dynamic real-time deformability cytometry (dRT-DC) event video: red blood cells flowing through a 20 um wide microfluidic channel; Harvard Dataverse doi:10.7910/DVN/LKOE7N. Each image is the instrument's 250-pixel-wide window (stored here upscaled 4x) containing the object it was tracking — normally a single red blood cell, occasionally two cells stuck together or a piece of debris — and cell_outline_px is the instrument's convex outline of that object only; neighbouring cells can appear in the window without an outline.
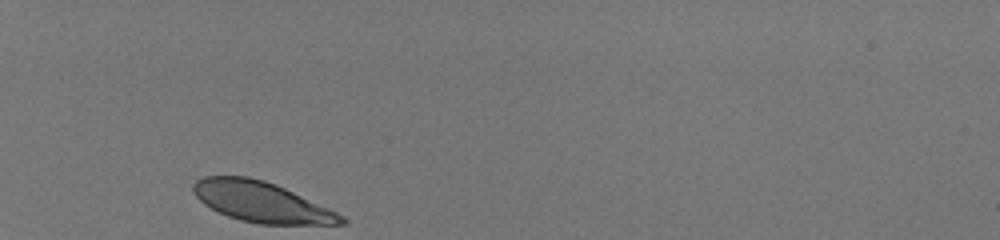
{"species": "human", "species_latin": "Homo sapiens", "temperature_condition": "room temperature", "stored_images_in_passage": 30, "camera_frame_rate_fps": 3000, "um_per_image_px": 0.085, "donor": {"sex": "male"}, "frame": {"image": 1, "passage_image": 1, "time_ms": 0.0, "image_size_px": [1000, 240], "cell_outline_px": [[348, 224], [260, 224], [240, 220], [228, 216], [204, 204], [196, 196], [192, 188], [192, 184], [196, 180], [204, 176], [248, 176], [264, 180], [284, 188], [336, 212], [344, 216], [348, 220]], "centroid_in_image_um": [22.21, 17.16], "position_along_channel_um": 62.8, "area_um2": 34.45}}
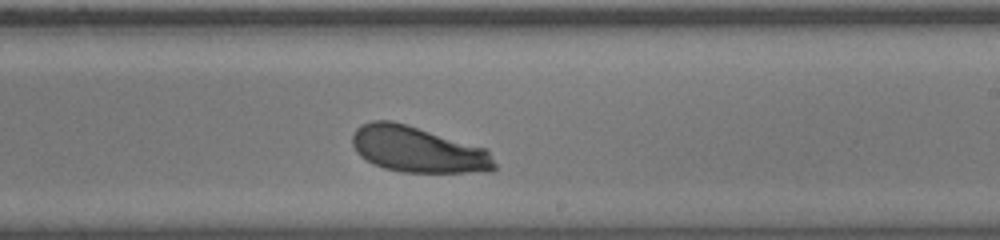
{"frame": {"image": 2, "passage_image": 18, "time_ms": 5.667, "image_size_px": [1000, 240], "cell_outline_px": [[496, 168], [492, 172], [400, 172], [384, 168], [372, 164], [360, 156], [356, 152], [352, 144], [352, 136], [356, 128], [360, 124], [372, 120], [392, 120], [488, 148], [496, 164]], "centroid_in_image_um": [35.52, 12.71], "position_along_channel_um": 253.5, "area_um2": 38.55}}
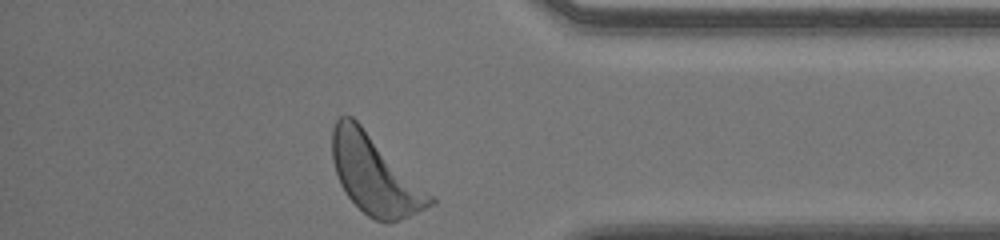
{"frame": {"image": 3, "passage_image": 30, "time_ms": 9.667, "image_size_px": [1000, 240], "cell_outline_px": [[436, 204], [400, 220], [388, 224], [376, 220], [368, 216], [344, 192], [340, 184], [332, 160], [332, 128], [336, 120], [340, 116], [352, 116], [436, 200]], "centroid_in_image_um": [31.83, 14.89], "position_along_channel_um": 403.4, "area_um2": 44.04}, "authors_computed_cell_mechanics": {"area_um2": 38.2347, "velocity_mm_per_s": 3.9602, "shape_relaxation_time_tau1_ms": 1.6408, "shape_relaxation_time_tau2_ms": 3.8417, "deformation_change_tau1": 0.1353, "deformation_change_tau2": 0.1482}}